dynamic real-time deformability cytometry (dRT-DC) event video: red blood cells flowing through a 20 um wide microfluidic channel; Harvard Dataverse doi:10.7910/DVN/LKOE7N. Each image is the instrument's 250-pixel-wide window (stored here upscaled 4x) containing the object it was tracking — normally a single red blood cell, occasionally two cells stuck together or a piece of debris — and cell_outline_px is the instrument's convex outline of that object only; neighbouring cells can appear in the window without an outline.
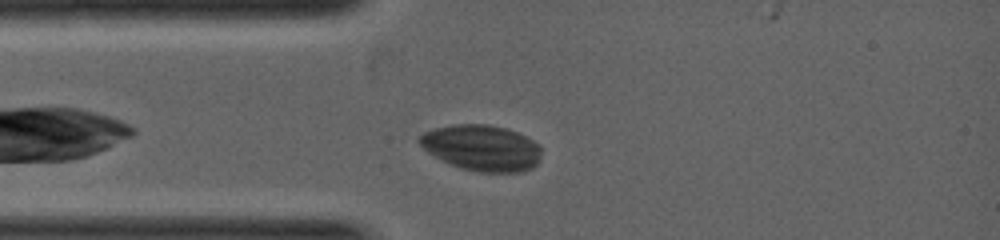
{"species": "common noctule bat (a hibernating species)", "species_latin": "Nyctalus noctula", "temperature_condition": "warm", "stored_images_in_passage": 8, "camera_frame_rate_fps": 5000, "um_per_image_px": 0.085, "animal": {"sex": "female", "body_mass_g": 19.0, "forearm_length_mm": 53.3}, "frame": {"image": 1, "passage_image": 4, "time_ms": 0.6, "image_size_px": [1000, 240], "cell_outline_px": [[540, 152], [536, 164], [532, 168], [520, 172], [480, 172], [460, 168], [436, 156], [424, 148], [420, 144], [420, 136], [424, 132], [436, 128], [452, 124], [484, 124], [508, 128], [532, 140], [540, 148]], "centroid_in_image_um": [40.96, 12.56], "position_along_channel_um": 44.0, "area_um2": 32.08}}
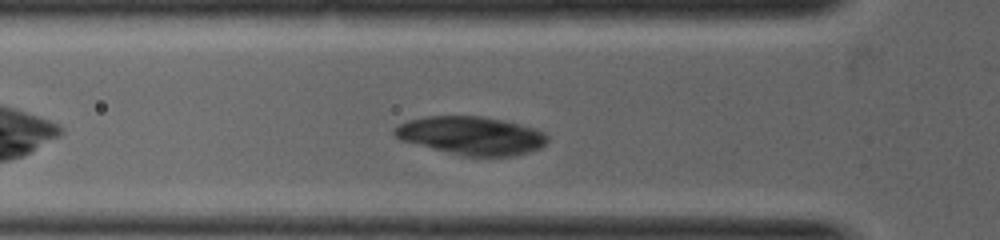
{"frame": {"image": 2, "passage_image": 6, "time_ms": 1.2, "image_size_px": [1000, 240], "cell_outline_px": [[548, 140], [540, 148], [528, 152], [512, 156], [460, 156], [400, 140], [392, 132], [400, 124], [408, 120], [424, 116], [484, 116], [532, 128], [544, 132], [548, 136]], "centroid_in_image_um": [40.03, 11.53], "position_along_channel_um": 85.8, "area_um2": 33.93}}